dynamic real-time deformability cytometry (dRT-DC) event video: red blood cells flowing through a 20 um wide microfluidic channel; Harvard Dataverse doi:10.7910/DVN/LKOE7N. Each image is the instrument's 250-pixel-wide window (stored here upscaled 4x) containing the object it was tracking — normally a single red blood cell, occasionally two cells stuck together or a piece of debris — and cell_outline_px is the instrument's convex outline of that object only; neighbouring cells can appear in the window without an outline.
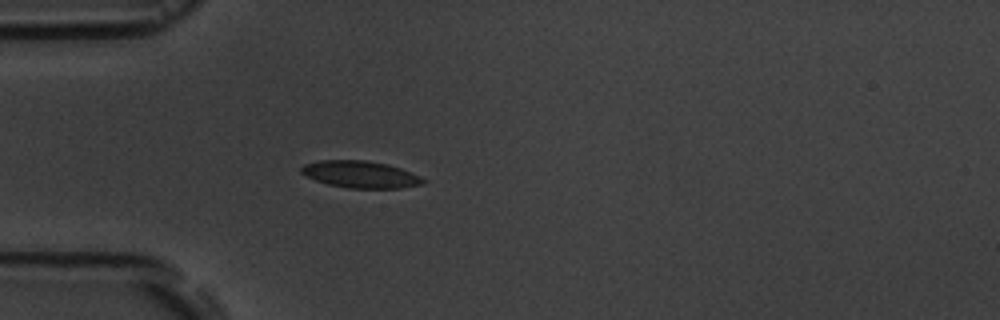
{"species": "common noctule bat (a hibernating species)", "species_latin": "Nyctalus noctula", "temperature_condition": "room temperature", "stored_images_in_passage": 4, "camera_frame_rate_fps": 3000, "um_per_image_px": 0.085, "animal": {"sex": "male", "body_mass_g": 19.5, "forearm_length_mm": 54.6}, "frame": {"image": 1, "passage_image": 4, "time_ms": 3.333, "image_size_px": [1000, 320], "cell_outline_px": [[424, 184], [400, 188], [348, 188], [328, 184], [304, 176], [300, 172], [300, 168], [304, 164], [320, 160], [364, 160], [388, 164], [400, 168], [420, 176], [424, 180]], "centroid_in_image_um": [30.61, 14.82], "position_along_channel_um": 54.4, "area_um2": 19.13}}